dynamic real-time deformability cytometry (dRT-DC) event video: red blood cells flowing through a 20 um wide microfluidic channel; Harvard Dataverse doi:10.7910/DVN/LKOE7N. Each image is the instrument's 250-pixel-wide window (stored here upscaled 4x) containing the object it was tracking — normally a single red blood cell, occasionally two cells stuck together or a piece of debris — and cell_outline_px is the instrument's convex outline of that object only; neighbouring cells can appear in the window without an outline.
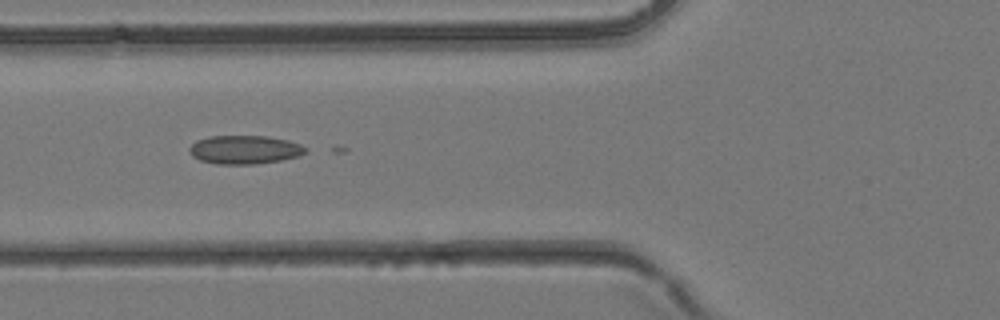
{"species": "common noctule bat (a hibernating species)", "species_latin": "Nyctalus noctula", "temperature_condition": "room temperature", "stored_images_in_passage": 32, "camera_frame_rate_fps": 3000, "um_per_image_px": 0.085, "animal": {"sex": "female", "body_mass_g": 24.6, "forearm_length_mm": 56.2}, "frame": {"image": 1, "passage_image": 8, "time_ms": 2.333, "image_size_px": [1000, 320], "cell_outline_px": [[308, 152], [300, 156], [280, 160], [256, 164], [216, 164], [200, 160], [192, 156], [188, 152], [188, 148], [196, 140], [208, 136], [268, 136], [288, 140], [300, 144], [308, 148]], "centroid_in_image_um": [20.8, 12.72], "position_along_channel_um": 105.0, "area_um2": 19.59}}
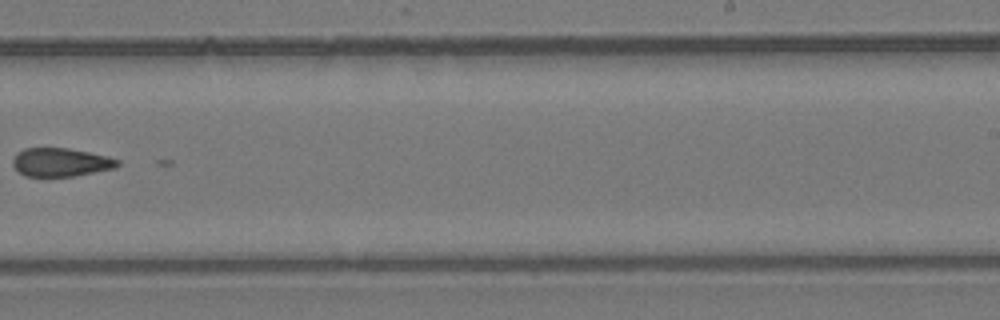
{"frame": {"image": 2, "passage_image": 18, "time_ms": 5.667, "image_size_px": [1000, 320], "cell_outline_px": [[120, 164], [116, 168], [76, 176], [24, 176], [12, 164], [12, 160], [16, 152], [24, 148], [68, 148], [108, 156], [120, 160]], "centroid_in_image_um": [5.18, 13.79], "position_along_channel_um": 283.8, "area_um2": 17.51}}
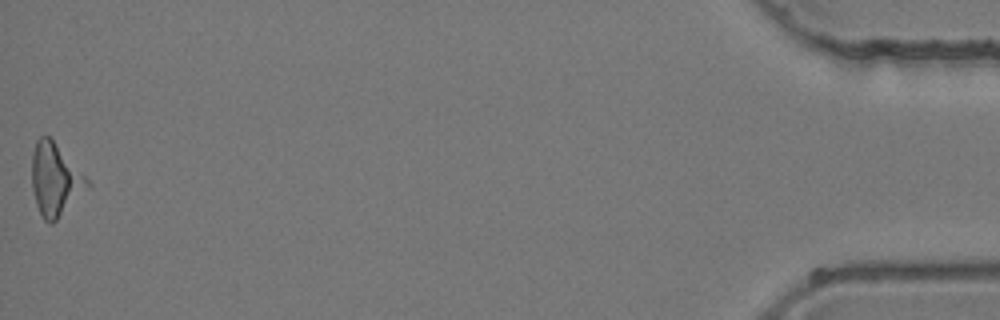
{"frame": {"image": 3, "passage_image": 32, "time_ms": 10.333, "image_size_px": [1000, 320], "cell_outline_px": [[92, 184], [52, 224], [48, 224], [44, 220], [36, 204], [32, 188], [32, 152], [36, 140], [40, 136], [48, 136], [52, 140]], "centroid_in_image_um": [4.66, 15.29], "position_along_channel_um": 430.5, "area_um2": 22.89}}